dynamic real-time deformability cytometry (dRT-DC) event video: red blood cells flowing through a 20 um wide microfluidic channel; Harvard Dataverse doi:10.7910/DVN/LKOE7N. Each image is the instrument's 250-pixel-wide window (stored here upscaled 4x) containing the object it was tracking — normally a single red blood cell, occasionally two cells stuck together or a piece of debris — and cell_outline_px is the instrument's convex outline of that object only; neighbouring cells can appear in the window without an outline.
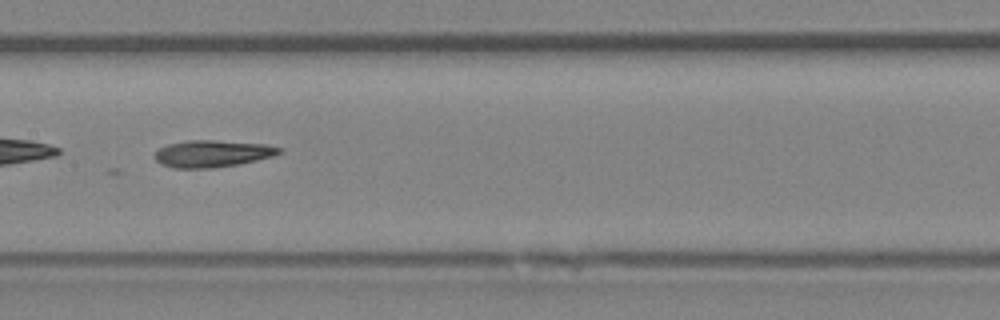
{"species": "Egyptian fruit bat (a non-hibernating species)", "species_latin": "Rousettus aegyptiacus", "temperature_condition": "room temperature", "stored_images_in_passage": 41, "camera_frame_rate_fps": 3000, "um_per_image_px": 0.085, "animal": {"sex": "female"}, "frame": {"image": 1, "passage_image": 17, "time_ms": 5.333, "image_size_px": [1000, 320], "cell_outline_px": [[284, 152], [272, 156], [256, 160], [236, 164], [212, 168], [172, 168], [156, 160], [152, 156], [160, 148], [168, 144], [188, 140], [212, 140], [264, 144], [284, 148]], "centroid_in_image_um": [18.06, 13.05], "position_along_channel_um": 189.3, "area_um2": 19.42}}